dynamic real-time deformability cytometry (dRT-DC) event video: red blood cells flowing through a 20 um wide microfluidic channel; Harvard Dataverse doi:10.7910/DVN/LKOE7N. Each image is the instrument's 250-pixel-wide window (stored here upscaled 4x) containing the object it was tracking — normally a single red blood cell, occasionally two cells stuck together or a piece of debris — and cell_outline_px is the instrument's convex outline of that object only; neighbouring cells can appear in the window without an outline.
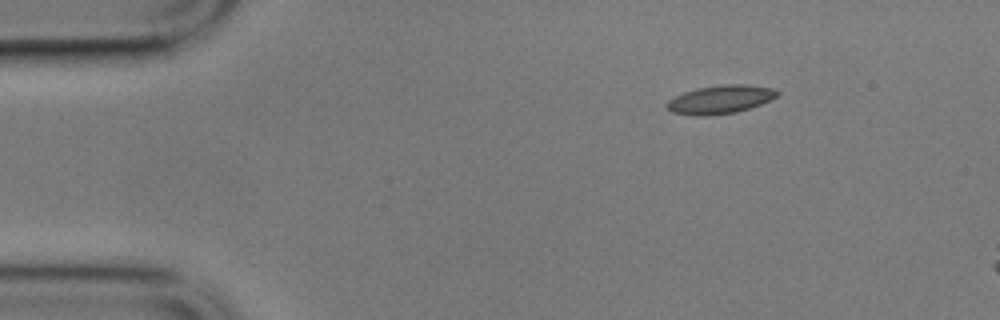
{"species": "common noctule bat (a hibernating species)", "species_latin": "Nyctalus noctula", "temperature_condition": "cold", "stored_images_in_passage": 2, "camera_frame_rate_fps": 3000, "um_per_image_px": 0.085, "animal": {"sex": "male", "body_mass_g": 17.9}, "frame": {"image": 1, "passage_image": 2, "time_ms": 0.333, "image_size_px": [1000, 320], "cell_outline_px": [[780, 92], [772, 100], [736, 112], [712, 116], [696, 116], [672, 112], [668, 108], [668, 100], [684, 92], [696, 88], [720, 84], [748, 84], [772, 88]], "centroid_in_image_um": [61.24, 8.45], "position_along_channel_um": 23.8, "area_um2": 18.32}}